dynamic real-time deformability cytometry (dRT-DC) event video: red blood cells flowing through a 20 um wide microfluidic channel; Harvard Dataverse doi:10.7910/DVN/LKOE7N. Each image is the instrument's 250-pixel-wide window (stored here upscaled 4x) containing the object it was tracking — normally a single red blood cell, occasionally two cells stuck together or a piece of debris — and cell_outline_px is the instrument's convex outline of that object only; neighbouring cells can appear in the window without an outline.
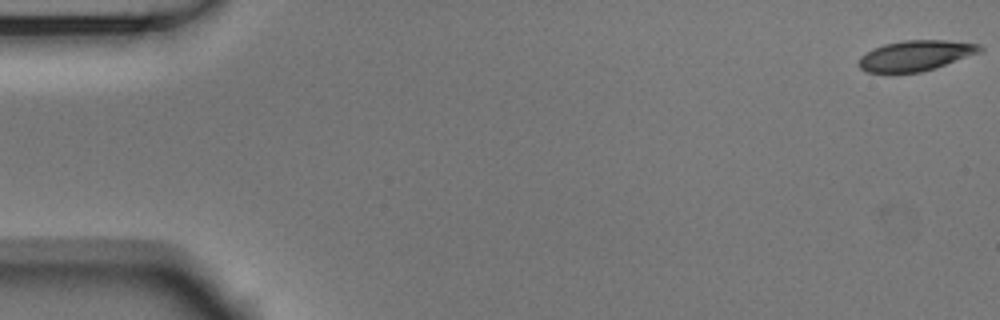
{"species": "Egyptian fruit bat (a non-hibernating species)", "species_latin": "Rousettus aegyptiacus", "temperature_condition": "room temperature", "stored_images_in_passage": 55, "camera_frame_rate_fps": 3000, "um_per_image_px": 0.085, "animal": {"sex": "male"}, "frame": {"image": 1, "passage_image": 1, "time_ms": 0.0, "image_size_px": [1000, 320], "cell_outline_px": [[984, 48], [980, 52], [920, 72], [868, 72], [860, 68], [856, 64], [860, 56], [872, 48], [884, 44], [904, 40], [944, 40], [980, 44]], "centroid_in_image_um": [77.77, 4.71], "position_along_channel_um": 7.2, "area_um2": 21.21}}
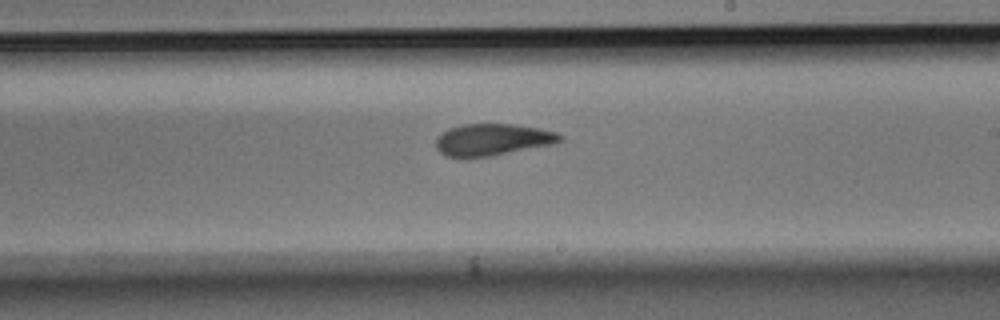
{"frame": {"image": 2, "passage_image": 32, "time_ms": 10.333, "image_size_px": [1000, 320], "cell_outline_px": [[564, 136], [560, 140], [548, 144], [488, 156], [444, 156], [436, 148], [436, 136], [448, 128], [464, 124], [516, 124], [556, 132]], "centroid_in_image_um": [41.78, 11.84], "position_along_channel_um": 247.2, "area_um2": 22.37}}
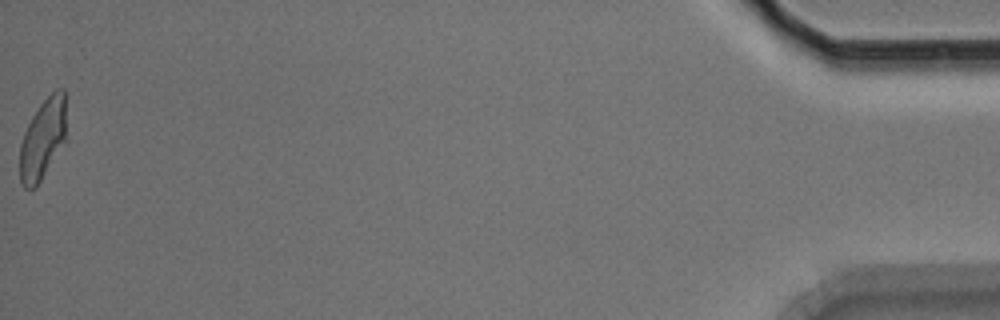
{"frame": {"image": 3, "passage_image": 55, "time_ms": 18.0, "image_size_px": [1000, 320], "cell_outline_px": [[68, 140], [36, 188], [24, 188], [20, 184], [20, 144], [24, 132], [32, 116], [40, 104], [56, 88], [64, 88]], "centroid_in_image_um": [3.69, 11.83], "position_along_channel_um": 431.5, "area_um2": 22.6}, "authors_computed_cell_mechanics": {"area_um2": 22.6576, "velocity_mm_per_s": 3.6935, "shape_relaxation_time_tau1_ms": 5.2974, "shape_relaxation_time_tau2_ms": 2.5374, "deformation_change_tau1": 0.1652, "deformation_change_tau2": 0.096}}